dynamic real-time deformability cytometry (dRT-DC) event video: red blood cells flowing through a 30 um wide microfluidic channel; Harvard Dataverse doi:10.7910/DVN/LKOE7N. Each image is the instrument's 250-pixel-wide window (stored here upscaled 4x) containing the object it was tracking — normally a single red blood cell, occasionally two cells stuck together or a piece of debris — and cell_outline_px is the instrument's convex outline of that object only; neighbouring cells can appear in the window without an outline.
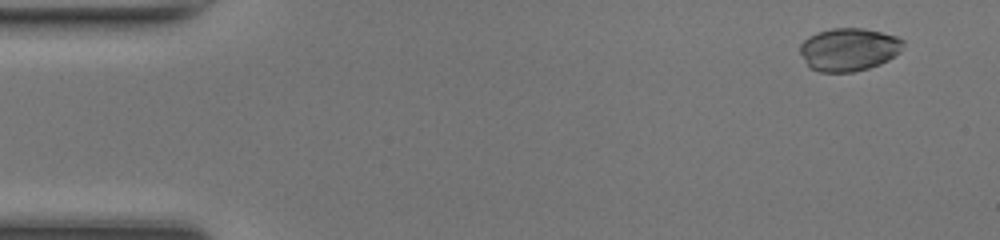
{"species": "common noctule bat (a hibernating species)", "species_latin": "Nyctalus noctula", "temperature_condition": "room temperature", "stored_images_in_passage": 12, "camera_frame_rate_fps": 3000, "um_per_image_px": 0.085, "animal": {"sex": "female", "body_mass_g": 17.0, "forearm_length_mm": 48.0}, "frame": {"image": 1, "passage_image": 4, "time_ms": 1.0, "image_size_px": [1000, 240], "cell_outline_px": [[904, 44], [900, 52], [888, 60], [880, 64], [868, 68], [852, 72], [820, 72], [812, 68], [804, 60], [800, 52], [800, 44], [808, 36], [832, 28], [864, 28], [896, 36], [904, 40]], "centroid_in_image_um": [72.16, 4.2], "position_along_channel_um": 12.8, "area_um2": 25.72}}